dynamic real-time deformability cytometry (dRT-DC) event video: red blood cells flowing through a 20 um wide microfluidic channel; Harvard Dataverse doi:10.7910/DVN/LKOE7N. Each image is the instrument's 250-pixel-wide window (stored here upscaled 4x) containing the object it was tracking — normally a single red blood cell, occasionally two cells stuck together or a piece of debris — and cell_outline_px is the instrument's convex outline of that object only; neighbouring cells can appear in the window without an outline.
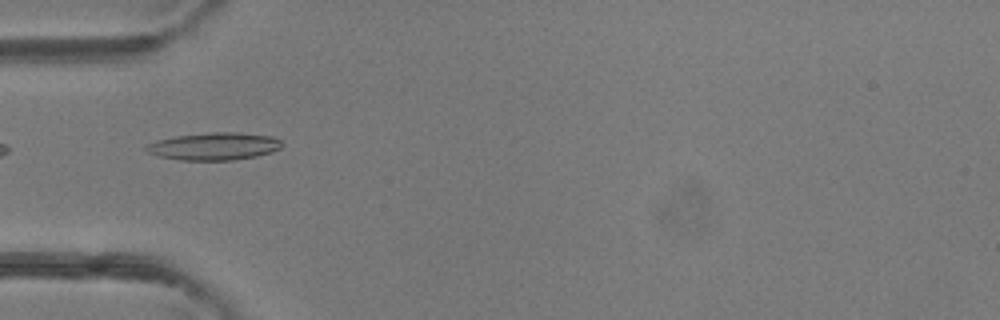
{"species": "common noctule bat (a hibernating species)", "species_latin": "Nyctalus noctula", "temperature_condition": "room temperature", "stored_images_in_passage": 34, "camera_frame_rate_fps": 3000, "um_per_image_px": 0.085, "animal": {"sex": "female"}, "frame": {"image": 1, "passage_image": 2, "time_ms": 0.333, "image_size_px": [1000, 320], "cell_outline_px": [[284, 144], [280, 148], [272, 152], [256, 156], [232, 160], [180, 160], [156, 156], [148, 152], [144, 148], [148, 144], [156, 140], [176, 136], [208, 132], [240, 132], [272, 136], [280, 140]], "centroid_in_image_um": [18.2, 12.43], "position_along_channel_um": 66.8, "area_um2": 21.91}}
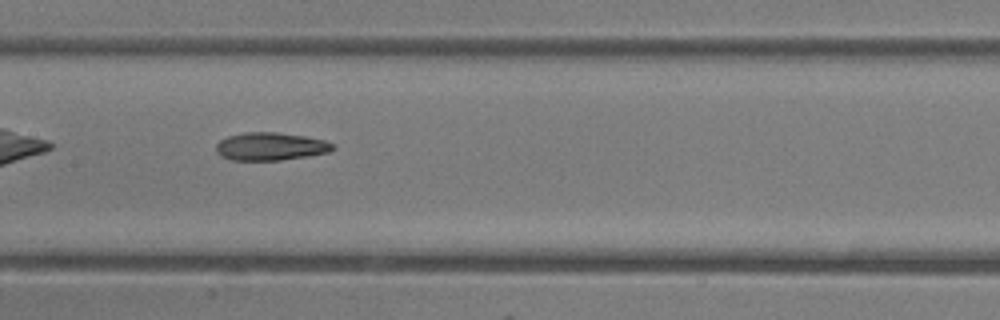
{"frame": {"image": 2, "passage_image": 10, "time_ms": 3.0, "image_size_px": [1000, 320], "cell_outline_px": [[336, 148], [328, 152], [308, 156], [280, 160], [232, 160], [220, 156], [216, 152], [216, 144], [220, 140], [228, 136], [244, 132], [276, 132], [304, 136], [324, 140], [336, 144]], "centroid_in_image_um": [23.0, 12.44], "position_along_channel_um": 184.4, "area_um2": 19.07}}
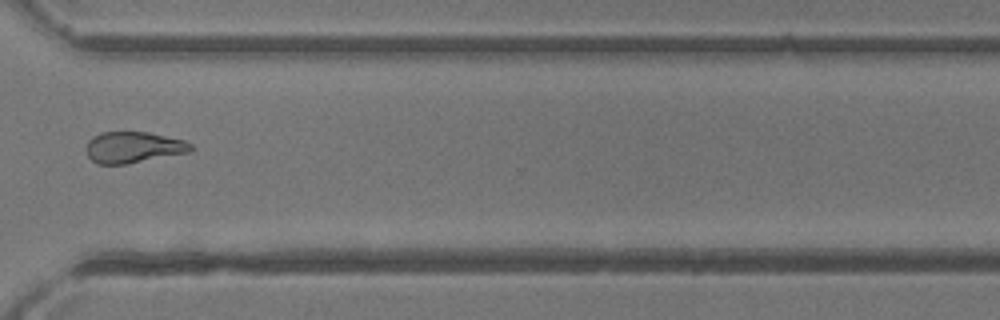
{"frame": {"image": 3, "passage_image": 22, "time_ms": 7.0, "image_size_px": [1000, 320], "cell_outline_px": [[192, 152], [124, 164], [96, 164], [88, 156], [84, 148], [88, 140], [92, 136], [100, 132], [148, 132], [184, 140], [192, 144]], "centroid_in_image_um": [11.3, 12.52], "position_along_channel_um": 359.3, "area_um2": 19.19}, "authors_computed_cell_mechanics": {"area_um2": 19.2185, "velocity_mm_per_s": 4.3853, "shape_relaxation_time_tau1_ms": null, "shape_relaxation_time_tau2_ms": 3.3518, "deformation_change_tau1": null, "deformation_change_tau2": 0.1313}}